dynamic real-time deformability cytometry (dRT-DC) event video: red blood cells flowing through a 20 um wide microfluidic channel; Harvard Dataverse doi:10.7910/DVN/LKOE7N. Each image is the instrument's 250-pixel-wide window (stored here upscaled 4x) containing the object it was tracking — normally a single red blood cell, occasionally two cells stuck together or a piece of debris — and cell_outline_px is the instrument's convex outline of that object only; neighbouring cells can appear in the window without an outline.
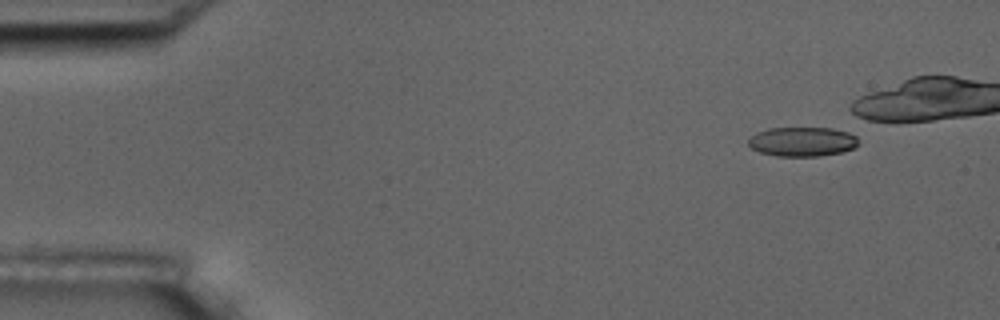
{"species": "common noctule bat (a hibernating species)", "species_latin": "Nyctalus noctula", "temperature_condition": "room temperature", "stored_images_in_passage": 5, "camera_frame_rate_fps": 3000, "um_per_image_px": 0.085, "animal": {"sex": "male", "body_mass_g": 17.5, "forearm_length_mm": 52.3}, "frame": {"image": 1, "passage_image": 1, "time_ms": 0.0, "image_size_px": [1000, 320], "cell_outline_px": [[860, 144], [856, 148], [844, 152], [820, 156], [776, 156], [760, 152], [752, 148], [748, 144], [748, 140], [756, 132], [768, 128], [832, 128], [848, 132], [856, 136]], "centroid_in_image_um": [68.24, 12.04], "position_along_channel_um": 16.8, "area_um2": 19.07}}